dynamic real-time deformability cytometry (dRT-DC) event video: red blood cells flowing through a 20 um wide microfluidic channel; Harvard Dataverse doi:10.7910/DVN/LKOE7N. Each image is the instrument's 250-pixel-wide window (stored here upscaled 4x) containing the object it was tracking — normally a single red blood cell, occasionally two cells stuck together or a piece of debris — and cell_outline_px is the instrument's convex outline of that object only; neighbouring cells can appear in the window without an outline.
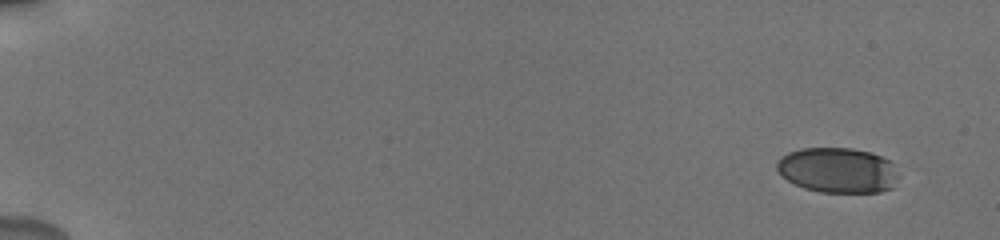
{"species": "human", "species_latin": "Homo sapiens", "temperature_condition": "cold", "stored_images_in_passage": 8, "camera_frame_rate_fps": 3000, "um_per_image_px": 0.085, "donor": {"sex": "male"}, "frame": {"image": 1, "passage_image": 1, "time_ms": 0.0, "image_size_px": [1000, 240], "cell_outline_px": [[900, 176], [892, 188], [880, 192], [820, 192], [804, 188], [780, 176], [776, 168], [776, 164], [780, 156], [788, 152], [800, 148], [852, 148], [872, 152], [888, 160]], "centroid_in_image_um": [71.19, 14.46], "position_along_channel_um": 13.8, "area_um2": 32.31}}
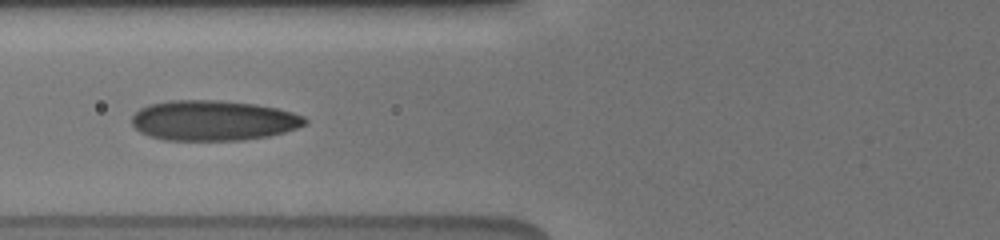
{"frame": {"image": 2, "passage_image": 7, "time_ms": 7.0, "image_size_px": [1000, 240], "cell_outline_px": [[308, 124], [284, 132], [268, 136], [244, 140], [164, 140], [148, 136], [140, 132], [132, 124], [132, 116], [140, 108], [148, 104], [168, 100], [220, 100], [256, 104], [276, 108], [292, 112], [304, 116], [308, 120]], "centroid_in_image_um": [18.12, 10.24], "position_along_channel_um": 107.7, "area_um2": 40.86}}
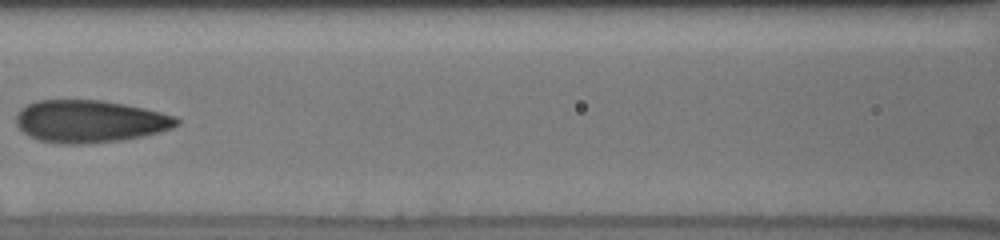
{"frame": {"image": 3, "passage_image": 8, "time_ms": 8.333, "image_size_px": [1000, 240], "cell_outline_px": [[180, 124], [172, 128], [160, 132], [120, 140], [88, 144], [60, 144], [40, 140], [24, 132], [16, 124], [16, 112], [20, 108], [36, 100], [104, 100], [144, 108], [176, 116], [180, 120]], "centroid_in_image_um": [7.64, 10.3], "position_along_channel_um": 159.0, "area_um2": 39.77}}